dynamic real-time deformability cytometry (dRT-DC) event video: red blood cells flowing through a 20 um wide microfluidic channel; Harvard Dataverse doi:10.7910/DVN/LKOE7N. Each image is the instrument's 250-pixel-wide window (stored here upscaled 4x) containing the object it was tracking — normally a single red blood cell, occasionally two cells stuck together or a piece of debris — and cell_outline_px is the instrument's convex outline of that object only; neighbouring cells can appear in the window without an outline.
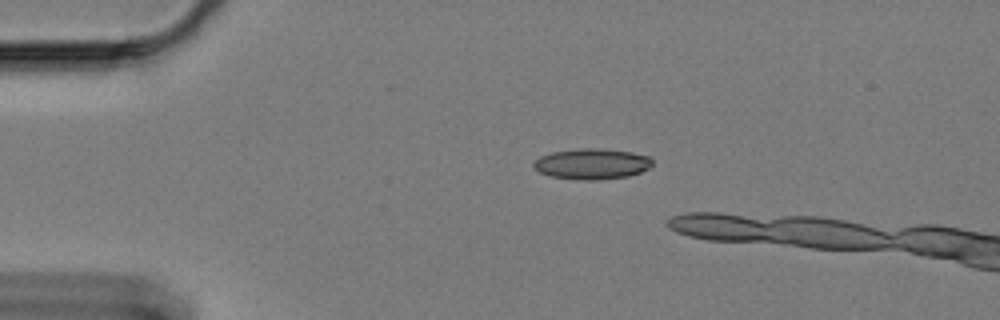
{"species": "Egyptian fruit bat (a non-hibernating species)", "species_latin": "Rousettus aegyptiacus", "temperature_condition": "cold", "stored_images_in_passage": 7, "camera_frame_rate_fps": 3000, "um_per_image_px": 0.085, "animal": {"sex": "female"}, "frame": {"image": 1, "passage_image": 1, "time_ms": 0.0, "image_size_px": [1000, 320], "cell_outline_px": [[652, 164], [648, 168], [640, 172], [628, 176], [596, 180], [576, 180], [552, 176], [540, 172], [532, 168], [532, 164], [540, 156], [552, 152], [580, 148], [600, 148], [632, 152], [648, 156], [652, 160]], "centroid_in_image_um": [50.29, 13.93], "position_along_channel_um": 34.7, "area_um2": 21.27}}